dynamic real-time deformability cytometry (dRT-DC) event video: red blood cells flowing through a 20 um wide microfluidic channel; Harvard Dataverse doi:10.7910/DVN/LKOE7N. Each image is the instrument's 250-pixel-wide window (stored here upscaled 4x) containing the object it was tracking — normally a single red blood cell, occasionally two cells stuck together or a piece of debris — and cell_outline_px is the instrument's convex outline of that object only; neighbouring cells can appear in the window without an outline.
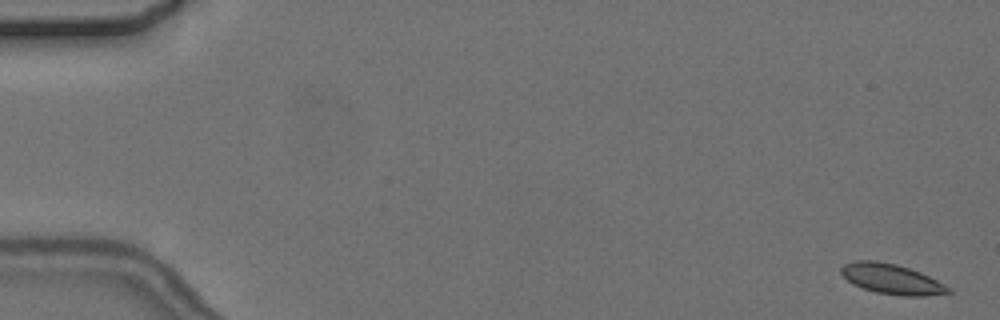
{"species": "common noctule bat (a hibernating species)", "species_latin": "Nyctalus noctula", "temperature_condition": "cold", "stored_images_in_passage": 6, "camera_frame_rate_fps": 3000, "um_per_image_px": 0.085, "animal": {"sex": "female", "body_mass_g": 24.6, "forearm_length_mm": 56.2}, "frame": {"image": 1, "passage_image": 1, "time_ms": 0.0, "image_size_px": [1000, 320], "cell_outline_px": [[952, 292], [924, 296], [904, 296], [876, 292], [852, 284], [840, 272], [840, 268], [844, 264], [856, 260], [876, 260], [896, 264], [920, 272], [952, 288]], "centroid_in_image_um": [75.78, 23.71], "position_along_channel_um": 9.2, "area_um2": 18.73}}
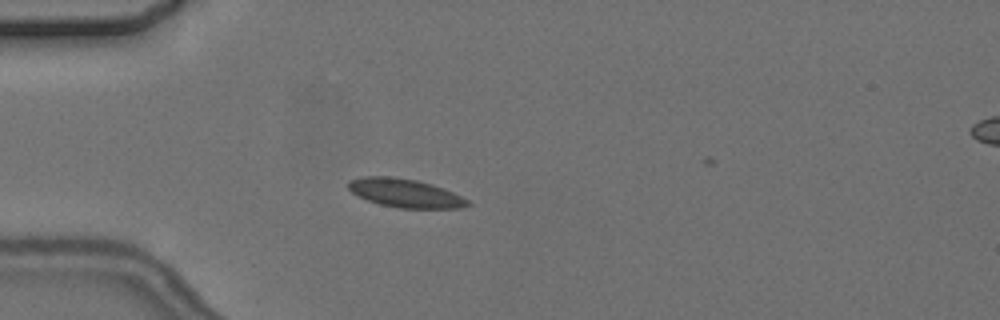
{"frame": {"image": 2, "passage_image": 5, "time_ms": 5.0, "image_size_px": [1000, 320], "cell_outline_px": [[472, 204], [460, 208], [400, 208], [380, 204], [356, 196], [348, 188], [348, 180], [364, 176], [392, 176], [416, 180], [432, 184], [452, 192], [468, 200]], "centroid_in_image_um": [34.4, 16.41], "position_along_channel_um": 50.6, "area_um2": 19.83}}